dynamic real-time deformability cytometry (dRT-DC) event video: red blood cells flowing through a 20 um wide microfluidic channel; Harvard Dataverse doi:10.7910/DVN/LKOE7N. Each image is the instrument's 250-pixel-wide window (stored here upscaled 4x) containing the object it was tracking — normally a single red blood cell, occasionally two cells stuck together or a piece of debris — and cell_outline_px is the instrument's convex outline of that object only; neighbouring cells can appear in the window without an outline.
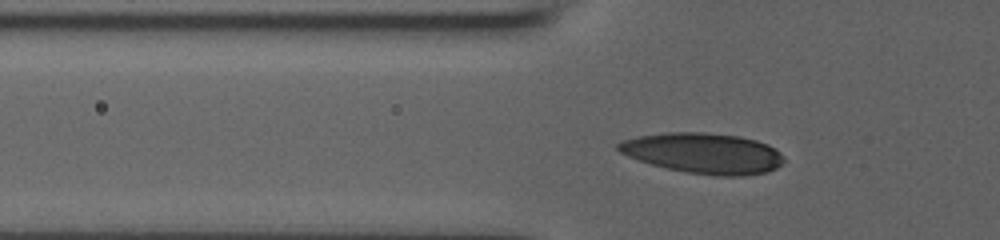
{"species": "human", "species_latin": "Homo sapiens", "temperature_condition": "room temperature", "stored_images_in_passage": 45, "camera_frame_rate_fps": 3000, "um_per_image_px": 0.085, "donor": {"sex": "male"}, "frame": {"image": 1, "passage_image": 13, "time_ms": 4.0, "image_size_px": [1000, 240], "cell_outline_px": [[784, 160], [776, 168], [768, 172], [744, 176], [716, 176], [688, 172], [668, 168], [652, 164], [628, 156], [620, 152], [616, 148], [616, 144], [620, 140], [636, 136], [664, 132], [704, 132], [740, 136], [756, 140], [768, 144], [780, 152]], "centroid_in_image_um": [59.78, 13.01], "position_along_channel_um": 66.0, "area_um2": 39.25}}
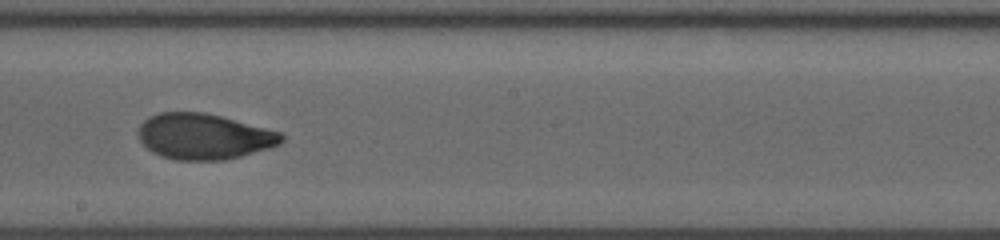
{"frame": {"image": 2, "passage_image": 26, "time_ms": 8.333, "image_size_px": [1000, 240], "cell_outline_px": [[284, 140], [280, 144], [268, 148], [240, 156], [224, 160], [176, 160], [160, 156], [152, 152], [140, 140], [140, 124], [148, 116], [160, 112], [204, 112], [220, 116], [280, 132], [284, 136]], "centroid_in_image_um": [17.32, 11.6], "position_along_channel_um": 230.9, "area_um2": 37.86}}
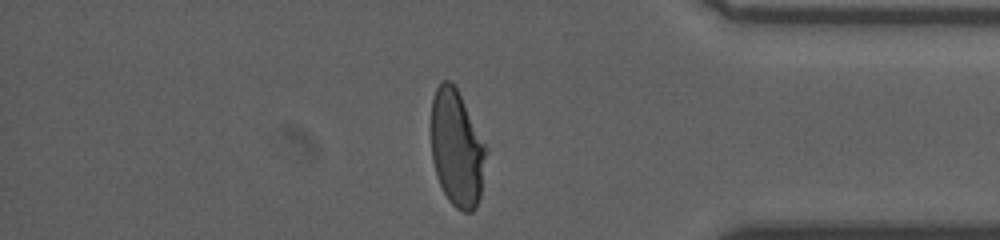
{"frame": {"image": 3, "passage_image": 40, "time_ms": 13.0, "image_size_px": [1000, 240], "cell_outline_px": [[488, 148], [480, 196], [476, 208], [472, 212], [464, 212], [456, 208], [448, 200], [436, 176], [432, 160], [428, 128], [432, 96], [440, 80], [448, 80], [456, 88]], "centroid_in_image_um": [38.78, 12.59], "position_along_channel_um": 396.4, "area_um2": 38.26}}